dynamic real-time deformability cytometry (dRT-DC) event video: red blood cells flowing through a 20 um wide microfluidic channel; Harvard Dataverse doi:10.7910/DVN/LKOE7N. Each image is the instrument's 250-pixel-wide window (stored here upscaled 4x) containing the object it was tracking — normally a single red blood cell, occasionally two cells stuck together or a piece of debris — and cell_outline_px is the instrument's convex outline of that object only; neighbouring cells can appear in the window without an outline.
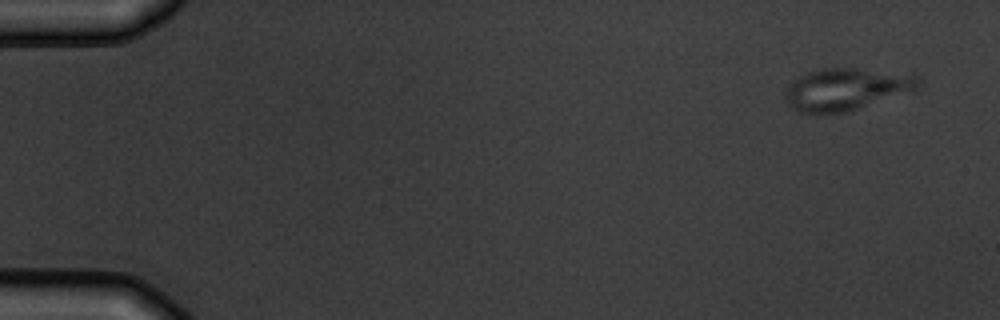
{"species": "common noctule bat (a hibernating species)", "species_latin": "Nyctalus noctula", "temperature_condition": "warm", "stored_images_in_passage": 5, "camera_frame_rate_fps": 3000, "um_per_image_px": 0.085, "animal": {"sex": "male", "body_mass_g": 19.5, "forearm_length_mm": 54.6}, "frame": {"image": 1, "passage_image": 1, "time_ms": 0.0, "image_size_px": [1000, 320], "cell_outline_px": [[920, 80], [916, 92], [844, 112], [824, 116], [820, 116], [796, 112], [784, 100], [784, 92], [788, 84], [792, 80], [808, 72], [820, 68], [856, 68], [912, 72]], "centroid_in_image_um": [71.94, 7.6], "position_along_channel_um": 13.1, "area_um2": 34.16}}